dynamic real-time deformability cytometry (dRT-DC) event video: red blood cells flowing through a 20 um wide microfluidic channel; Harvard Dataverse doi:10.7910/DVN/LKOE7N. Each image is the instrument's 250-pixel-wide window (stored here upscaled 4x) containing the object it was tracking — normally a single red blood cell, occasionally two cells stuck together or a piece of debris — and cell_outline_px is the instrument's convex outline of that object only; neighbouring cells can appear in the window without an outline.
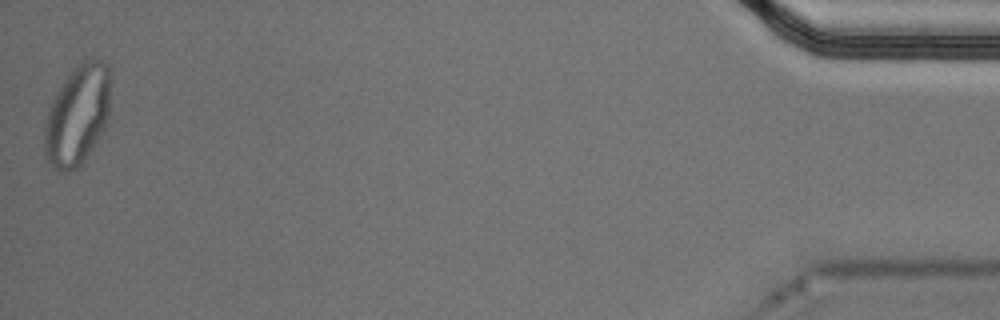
{"species": "Egyptian fruit bat (a non-hibernating species)", "species_latin": "Rousettus aegyptiacus", "temperature_condition": "cold", "stored_images_in_passage": 50, "segment_of_instrument_passage": [2, 2], "camera_frame_rate_fps": 3000, "um_per_image_px": 0.085, "animal": {"sex": "male"}, "frame": {"image": 1, "passage_image": 50, "time_ms": 16.333, "image_size_px": [1000, 320], "cell_outline_px": [[112, 76], [108, 116], [104, 128], [92, 148], [84, 160], [76, 168], [68, 172], [60, 172], [48, 164], [44, 152], [44, 128], [48, 108], [56, 92], [64, 80], [84, 60], [92, 56], [96, 56], [104, 60], [112, 68]], "centroid_in_image_um": [6.61, 9.74], "position_along_channel_um": 428.6, "area_um2": 39.25}}